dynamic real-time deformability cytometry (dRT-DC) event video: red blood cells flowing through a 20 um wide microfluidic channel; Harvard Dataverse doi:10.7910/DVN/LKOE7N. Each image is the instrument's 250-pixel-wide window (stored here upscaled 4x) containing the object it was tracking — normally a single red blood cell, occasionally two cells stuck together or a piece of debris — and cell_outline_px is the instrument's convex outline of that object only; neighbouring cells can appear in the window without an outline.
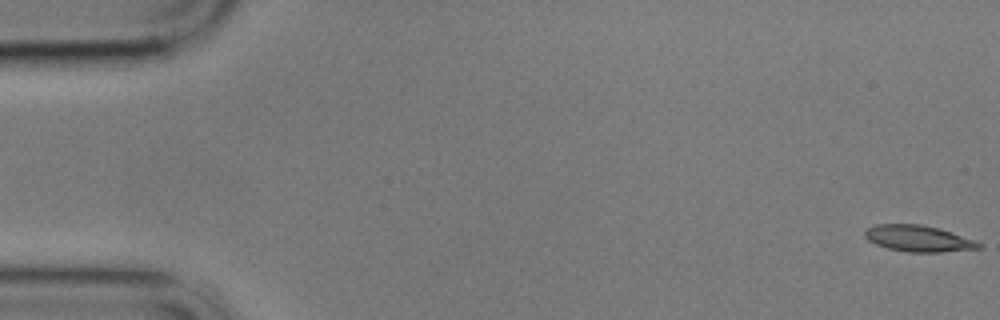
{"species": "common noctule bat (a hibernating species)", "species_latin": "Nyctalus noctula", "temperature_condition": "cold", "stored_images_in_passage": 5, "camera_frame_rate_fps": 3000, "um_per_image_px": 0.085, "animal": {"sex": "male", "body_mass_g": 17.9}, "frame": {"image": 1, "passage_image": 1, "time_ms": 0.0, "image_size_px": [1000, 320], "cell_outline_px": [[980, 248], [940, 252], [908, 252], [888, 248], [876, 244], [868, 240], [864, 236], [864, 232], [868, 228], [876, 224], [920, 224], [940, 228], [976, 240], [980, 244]], "centroid_in_image_um": [78.05, 20.26], "position_along_channel_um": 6.9, "area_um2": 17.4}}
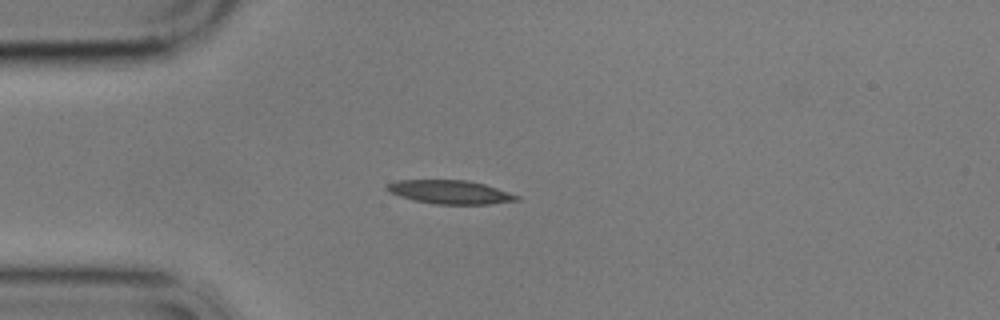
{"frame": {"image": 2, "passage_image": 5, "time_ms": 4.667, "image_size_px": [1000, 320], "cell_outline_px": [[520, 200], [488, 204], [436, 204], [412, 200], [388, 192], [384, 188], [388, 184], [396, 180], [468, 180], [484, 184], [520, 196]], "centroid_in_image_um": [38.23, 16.32], "position_along_channel_um": 46.8, "area_um2": 17.86}}